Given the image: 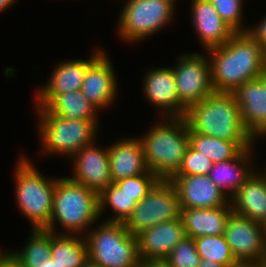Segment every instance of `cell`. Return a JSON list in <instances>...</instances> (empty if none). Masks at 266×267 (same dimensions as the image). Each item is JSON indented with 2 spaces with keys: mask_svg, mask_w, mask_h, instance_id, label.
Segmentation results:
<instances>
[{
  "mask_svg": "<svg viewBox=\"0 0 266 267\" xmlns=\"http://www.w3.org/2000/svg\"><path fill=\"white\" fill-rule=\"evenodd\" d=\"M233 212L259 223L266 220V173L254 171L230 198Z\"/></svg>",
  "mask_w": 266,
  "mask_h": 267,
  "instance_id": "obj_21",
  "label": "cell"
},
{
  "mask_svg": "<svg viewBox=\"0 0 266 267\" xmlns=\"http://www.w3.org/2000/svg\"><path fill=\"white\" fill-rule=\"evenodd\" d=\"M206 51L214 92L232 93L266 73V51L247 32H236L225 44Z\"/></svg>",
  "mask_w": 266,
  "mask_h": 267,
  "instance_id": "obj_1",
  "label": "cell"
},
{
  "mask_svg": "<svg viewBox=\"0 0 266 267\" xmlns=\"http://www.w3.org/2000/svg\"><path fill=\"white\" fill-rule=\"evenodd\" d=\"M185 237L181 217L142 231L137 235L138 253L142 264L162 263Z\"/></svg>",
  "mask_w": 266,
  "mask_h": 267,
  "instance_id": "obj_12",
  "label": "cell"
},
{
  "mask_svg": "<svg viewBox=\"0 0 266 267\" xmlns=\"http://www.w3.org/2000/svg\"><path fill=\"white\" fill-rule=\"evenodd\" d=\"M103 53L97 48L87 59L65 60L56 65L49 81L36 90V106H47L58 94L81 90L87 68Z\"/></svg>",
  "mask_w": 266,
  "mask_h": 267,
  "instance_id": "obj_14",
  "label": "cell"
},
{
  "mask_svg": "<svg viewBox=\"0 0 266 267\" xmlns=\"http://www.w3.org/2000/svg\"><path fill=\"white\" fill-rule=\"evenodd\" d=\"M17 0H0V12L8 9L12 4L16 3Z\"/></svg>",
  "mask_w": 266,
  "mask_h": 267,
  "instance_id": "obj_37",
  "label": "cell"
},
{
  "mask_svg": "<svg viewBox=\"0 0 266 267\" xmlns=\"http://www.w3.org/2000/svg\"><path fill=\"white\" fill-rule=\"evenodd\" d=\"M26 246L22 250H11L24 266H40L51 258V231L32 229Z\"/></svg>",
  "mask_w": 266,
  "mask_h": 267,
  "instance_id": "obj_27",
  "label": "cell"
},
{
  "mask_svg": "<svg viewBox=\"0 0 266 267\" xmlns=\"http://www.w3.org/2000/svg\"><path fill=\"white\" fill-rule=\"evenodd\" d=\"M113 67L103 52L85 73L81 92L98 110L109 108L116 100L118 84Z\"/></svg>",
  "mask_w": 266,
  "mask_h": 267,
  "instance_id": "obj_18",
  "label": "cell"
},
{
  "mask_svg": "<svg viewBox=\"0 0 266 267\" xmlns=\"http://www.w3.org/2000/svg\"><path fill=\"white\" fill-rule=\"evenodd\" d=\"M177 65V66H176ZM172 67L180 103L187 109L194 103L204 100L214 92L211 81L210 60L206 51L185 53L179 56Z\"/></svg>",
  "mask_w": 266,
  "mask_h": 267,
  "instance_id": "obj_10",
  "label": "cell"
},
{
  "mask_svg": "<svg viewBox=\"0 0 266 267\" xmlns=\"http://www.w3.org/2000/svg\"><path fill=\"white\" fill-rule=\"evenodd\" d=\"M140 267H160V263H157V264H142Z\"/></svg>",
  "mask_w": 266,
  "mask_h": 267,
  "instance_id": "obj_40",
  "label": "cell"
},
{
  "mask_svg": "<svg viewBox=\"0 0 266 267\" xmlns=\"http://www.w3.org/2000/svg\"><path fill=\"white\" fill-rule=\"evenodd\" d=\"M159 180L160 179L154 173L148 170L143 175L121 179L114 183L121 190H124L128 195L132 196L138 203L148 194Z\"/></svg>",
  "mask_w": 266,
  "mask_h": 267,
  "instance_id": "obj_31",
  "label": "cell"
},
{
  "mask_svg": "<svg viewBox=\"0 0 266 267\" xmlns=\"http://www.w3.org/2000/svg\"><path fill=\"white\" fill-rule=\"evenodd\" d=\"M223 21L235 32H246L243 28V0H209Z\"/></svg>",
  "mask_w": 266,
  "mask_h": 267,
  "instance_id": "obj_32",
  "label": "cell"
},
{
  "mask_svg": "<svg viewBox=\"0 0 266 267\" xmlns=\"http://www.w3.org/2000/svg\"><path fill=\"white\" fill-rule=\"evenodd\" d=\"M181 217L178 192L170 180H159L148 194L133 208L124 222L134 236L159 223Z\"/></svg>",
  "mask_w": 266,
  "mask_h": 267,
  "instance_id": "obj_9",
  "label": "cell"
},
{
  "mask_svg": "<svg viewBox=\"0 0 266 267\" xmlns=\"http://www.w3.org/2000/svg\"><path fill=\"white\" fill-rule=\"evenodd\" d=\"M24 267H61L57 263H55L52 258L45 260L43 264L40 266H24Z\"/></svg>",
  "mask_w": 266,
  "mask_h": 267,
  "instance_id": "obj_39",
  "label": "cell"
},
{
  "mask_svg": "<svg viewBox=\"0 0 266 267\" xmlns=\"http://www.w3.org/2000/svg\"><path fill=\"white\" fill-rule=\"evenodd\" d=\"M255 143L233 142L199 133H189V145L195 151L206 155L213 163L233 159L243 149L255 147Z\"/></svg>",
  "mask_w": 266,
  "mask_h": 267,
  "instance_id": "obj_25",
  "label": "cell"
},
{
  "mask_svg": "<svg viewBox=\"0 0 266 267\" xmlns=\"http://www.w3.org/2000/svg\"><path fill=\"white\" fill-rule=\"evenodd\" d=\"M99 217L98 193L69 177L56 178L51 220L45 229L58 233L55 229L58 222L65 231L60 234L81 236Z\"/></svg>",
  "mask_w": 266,
  "mask_h": 267,
  "instance_id": "obj_4",
  "label": "cell"
},
{
  "mask_svg": "<svg viewBox=\"0 0 266 267\" xmlns=\"http://www.w3.org/2000/svg\"><path fill=\"white\" fill-rule=\"evenodd\" d=\"M137 202L132 196L121 190L115 183H111L99 194V215L103 216L105 208L110 206L114 211L111 218H106V222H125L132 214Z\"/></svg>",
  "mask_w": 266,
  "mask_h": 267,
  "instance_id": "obj_28",
  "label": "cell"
},
{
  "mask_svg": "<svg viewBox=\"0 0 266 267\" xmlns=\"http://www.w3.org/2000/svg\"><path fill=\"white\" fill-rule=\"evenodd\" d=\"M214 163L204 154L188 146L182 164L174 176L208 175Z\"/></svg>",
  "mask_w": 266,
  "mask_h": 267,
  "instance_id": "obj_33",
  "label": "cell"
},
{
  "mask_svg": "<svg viewBox=\"0 0 266 267\" xmlns=\"http://www.w3.org/2000/svg\"><path fill=\"white\" fill-rule=\"evenodd\" d=\"M110 174L113 183L143 175L148 171L143 148L138 138L116 141L108 146Z\"/></svg>",
  "mask_w": 266,
  "mask_h": 267,
  "instance_id": "obj_20",
  "label": "cell"
},
{
  "mask_svg": "<svg viewBox=\"0 0 266 267\" xmlns=\"http://www.w3.org/2000/svg\"><path fill=\"white\" fill-rule=\"evenodd\" d=\"M38 132L44 155L72 157L84 146L92 144L98 132V120H71L51 113L45 106H35Z\"/></svg>",
  "mask_w": 266,
  "mask_h": 267,
  "instance_id": "obj_5",
  "label": "cell"
},
{
  "mask_svg": "<svg viewBox=\"0 0 266 267\" xmlns=\"http://www.w3.org/2000/svg\"><path fill=\"white\" fill-rule=\"evenodd\" d=\"M0 267H24V265L11 251H7V253L4 251L0 255Z\"/></svg>",
  "mask_w": 266,
  "mask_h": 267,
  "instance_id": "obj_35",
  "label": "cell"
},
{
  "mask_svg": "<svg viewBox=\"0 0 266 267\" xmlns=\"http://www.w3.org/2000/svg\"><path fill=\"white\" fill-rule=\"evenodd\" d=\"M237 100L241 119L255 138L266 136V73L247 81L232 92Z\"/></svg>",
  "mask_w": 266,
  "mask_h": 267,
  "instance_id": "obj_15",
  "label": "cell"
},
{
  "mask_svg": "<svg viewBox=\"0 0 266 267\" xmlns=\"http://www.w3.org/2000/svg\"><path fill=\"white\" fill-rule=\"evenodd\" d=\"M181 208H215L228 206L230 199L208 175L173 176Z\"/></svg>",
  "mask_w": 266,
  "mask_h": 267,
  "instance_id": "obj_17",
  "label": "cell"
},
{
  "mask_svg": "<svg viewBox=\"0 0 266 267\" xmlns=\"http://www.w3.org/2000/svg\"><path fill=\"white\" fill-rule=\"evenodd\" d=\"M145 74L143 92L152 105L161 109V117H184L186 108L179 101L171 66L152 68Z\"/></svg>",
  "mask_w": 266,
  "mask_h": 267,
  "instance_id": "obj_16",
  "label": "cell"
},
{
  "mask_svg": "<svg viewBox=\"0 0 266 267\" xmlns=\"http://www.w3.org/2000/svg\"><path fill=\"white\" fill-rule=\"evenodd\" d=\"M263 228H264V234H265V238H266V220L263 222Z\"/></svg>",
  "mask_w": 266,
  "mask_h": 267,
  "instance_id": "obj_42",
  "label": "cell"
},
{
  "mask_svg": "<svg viewBox=\"0 0 266 267\" xmlns=\"http://www.w3.org/2000/svg\"><path fill=\"white\" fill-rule=\"evenodd\" d=\"M95 142L84 146L72 156L73 175L69 178L100 194L113 181L110 174L108 147L97 148Z\"/></svg>",
  "mask_w": 266,
  "mask_h": 267,
  "instance_id": "obj_13",
  "label": "cell"
},
{
  "mask_svg": "<svg viewBox=\"0 0 266 267\" xmlns=\"http://www.w3.org/2000/svg\"><path fill=\"white\" fill-rule=\"evenodd\" d=\"M84 267H99V266L94 265L91 262H88Z\"/></svg>",
  "mask_w": 266,
  "mask_h": 267,
  "instance_id": "obj_41",
  "label": "cell"
},
{
  "mask_svg": "<svg viewBox=\"0 0 266 267\" xmlns=\"http://www.w3.org/2000/svg\"><path fill=\"white\" fill-rule=\"evenodd\" d=\"M258 23L255 27H248L246 32L266 51V16Z\"/></svg>",
  "mask_w": 266,
  "mask_h": 267,
  "instance_id": "obj_34",
  "label": "cell"
},
{
  "mask_svg": "<svg viewBox=\"0 0 266 267\" xmlns=\"http://www.w3.org/2000/svg\"><path fill=\"white\" fill-rule=\"evenodd\" d=\"M262 267H266V259H265V262H264V264L262 265Z\"/></svg>",
  "mask_w": 266,
  "mask_h": 267,
  "instance_id": "obj_43",
  "label": "cell"
},
{
  "mask_svg": "<svg viewBox=\"0 0 266 267\" xmlns=\"http://www.w3.org/2000/svg\"><path fill=\"white\" fill-rule=\"evenodd\" d=\"M190 7L191 20L203 51L225 44L236 33L223 21L209 0H192Z\"/></svg>",
  "mask_w": 266,
  "mask_h": 267,
  "instance_id": "obj_19",
  "label": "cell"
},
{
  "mask_svg": "<svg viewBox=\"0 0 266 267\" xmlns=\"http://www.w3.org/2000/svg\"><path fill=\"white\" fill-rule=\"evenodd\" d=\"M103 222L84 236L89 262L99 267H140L137 236L124 222Z\"/></svg>",
  "mask_w": 266,
  "mask_h": 267,
  "instance_id": "obj_7",
  "label": "cell"
},
{
  "mask_svg": "<svg viewBox=\"0 0 266 267\" xmlns=\"http://www.w3.org/2000/svg\"><path fill=\"white\" fill-rule=\"evenodd\" d=\"M138 139L148 170L160 180H170L178 172L189 146V127L184 117H161V122Z\"/></svg>",
  "mask_w": 266,
  "mask_h": 267,
  "instance_id": "obj_3",
  "label": "cell"
},
{
  "mask_svg": "<svg viewBox=\"0 0 266 267\" xmlns=\"http://www.w3.org/2000/svg\"><path fill=\"white\" fill-rule=\"evenodd\" d=\"M25 156L17 160L14 171L17 206L32 229H45L51 220L56 179L45 178Z\"/></svg>",
  "mask_w": 266,
  "mask_h": 267,
  "instance_id": "obj_6",
  "label": "cell"
},
{
  "mask_svg": "<svg viewBox=\"0 0 266 267\" xmlns=\"http://www.w3.org/2000/svg\"><path fill=\"white\" fill-rule=\"evenodd\" d=\"M46 108L58 116L73 120H99L98 109L79 91L58 94Z\"/></svg>",
  "mask_w": 266,
  "mask_h": 267,
  "instance_id": "obj_26",
  "label": "cell"
},
{
  "mask_svg": "<svg viewBox=\"0 0 266 267\" xmlns=\"http://www.w3.org/2000/svg\"><path fill=\"white\" fill-rule=\"evenodd\" d=\"M175 2V0H127L120 12L117 33L126 42H141L147 39L170 24L175 15Z\"/></svg>",
  "mask_w": 266,
  "mask_h": 267,
  "instance_id": "obj_8",
  "label": "cell"
},
{
  "mask_svg": "<svg viewBox=\"0 0 266 267\" xmlns=\"http://www.w3.org/2000/svg\"><path fill=\"white\" fill-rule=\"evenodd\" d=\"M184 118L189 133H199L233 142H254L241 119L233 93L213 92L186 109Z\"/></svg>",
  "mask_w": 266,
  "mask_h": 267,
  "instance_id": "obj_2",
  "label": "cell"
},
{
  "mask_svg": "<svg viewBox=\"0 0 266 267\" xmlns=\"http://www.w3.org/2000/svg\"><path fill=\"white\" fill-rule=\"evenodd\" d=\"M198 267H224V266L218 264L214 260L210 261L209 259H201Z\"/></svg>",
  "mask_w": 266,
  "mask_h": 267,
  "instance_id": "obj_36",
  "label": "cell"
},
{
  "mask_svg": "<svg viewBox=\"0 0 266 267\" xmlns=\"http://www.w3.org/2000/svg\"><path fill=\"white\" fill-rule=\"evenodd\" d=\"M194 241L201 259L214 260L224 267H229L239 262L224 235L203 236L195 238Z\"/></svg>",
  "mask_w": 266,
  "mask_h": 267,
  "instance_id": "obj_29",
  "label": "cell"
},
{
  "mask_svg": "<svg viewBox=\"0 0 266 267\" xmlns=\"http://www.w3.org/2000/svg\"><path fill=\"white\" fill-rule=\"evenodd\" d=\"M229 267H262L260 264L252 263V262H238Z\"/></svg>",
  "mask_w": 266,
  "mask_h": 267,
  "instance_id": "obj_38",
  "label": "cell"
},
{
  "mask_svg": "<svg viewBox=\"0 0 266 267\" xmlns=\"http://www.w3.org/2000/svg\"><path fill=\"white\" fill-rule=\"evenodd\" d=\"M252 148L243 149L235 158L214 163L208 176L230 199L254 172L250 166ZM249 165V166H248Z\"/></svg>",
  "mask_w": 266,
  "mask_h": 267,
  "instance_id": "obj_23",
  "label": "cell"
},
{
  "mask_svg": "<svg viewBox=\"0 0 266 267\" xmlns=\"http://www.w3.org/2000/svg\"><path fill=\"white\" fill-rule=\"evenodd\" d=\"M224 236L239 262L264 264L266 238L263 223L232 212L227 220Z\"/></svg>",
  "mask_w": 266,
  "mask_h": 267,
  "instance_id": "obj_11",
  "label": "cell"
},
{
  "mask_svg": "<svg viewBox=\"0 0 266 267\" xmlns=\"http://www.w3.org/2000/svg\"><path fill=\"white\" fill-rule=\"evenodd\" d=\"M51 258L61 267H84L88 262V246L79 235L51 231Z\"/></svg>",
  "mask_w": 266,
  "mask_h": 267,
  "instance_id": "obj_24",
  "label": "cell"
},
{
  "mask_svg": "<svg viewBox=\"0 0 266 267\" xmlns=\"http://www.w3.org/2000/svg\"><path fill=\"white\" fill-rule=\"evenodd\" d=\"M201 257L193 238L185 237L162 262L165 267H198Z\"/></svg>",
  "mask_w": 266,
  "mask_h": 267,
  "instance_id": "obj_30",
  "label": "cell"
},
{
  "mask_svg": "<svg viewBox=\"0 0 266 267\" xmlns=\"http://www.w3.org/2000/svg\"><path fill=\"white\" fill-rule=\"evenodd\" d=\"M232 212L231 203L215 208H181L186 236L195 239L224 235L227 220Z\"/></svg>",
  "mask_w": 266,
  "mask_h": 267,
  "instance_id": "obj_22",
  "label": "cell"
}]
</instances>
